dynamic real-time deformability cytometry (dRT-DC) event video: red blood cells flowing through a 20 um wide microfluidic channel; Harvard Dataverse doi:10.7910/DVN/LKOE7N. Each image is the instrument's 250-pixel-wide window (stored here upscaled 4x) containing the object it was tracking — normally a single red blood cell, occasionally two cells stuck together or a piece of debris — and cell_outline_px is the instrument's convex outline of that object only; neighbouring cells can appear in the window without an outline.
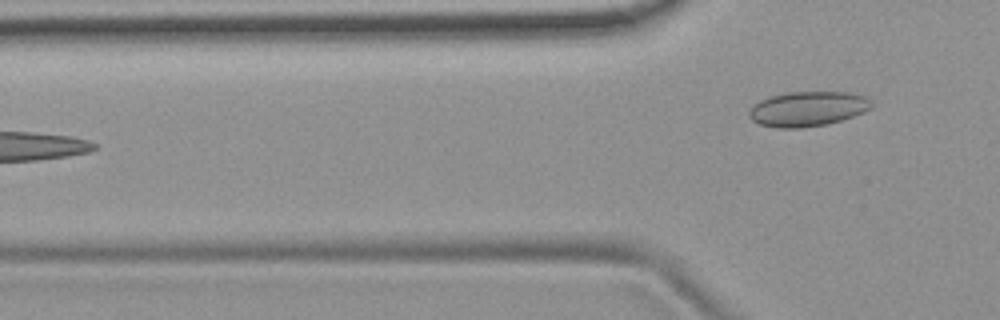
{"species": "common noctule bat (a hibernating species)", "species_latin": "Nyctalus noctula", "temperature_condition": "room temperature", "stored_images_in_passage": 2, "camera_frame_rate_fps": 3000, "um_per_image_px": 0.085, "animal": {"sex": "female", "body_mass_g": 19.9}, "frame": {"image": 1, "passage_image": 2, "time_ms": 1.333, "image_size_px": [1000, 320], "cell_outline_px": [[872, 108], [864, 112], [840, 120], [824, 124], [800, 128], [776, 128], [760, 124], [752, 120], [748, 116], [748, 112], [760, 100], [768, 96], [784, 92], [852, 92], [864, 96], [872, 100]], "centroid_in_image_um": [68.65, 9.24], "position_along_channel_um": 57.1, "area_um2": 24.91}}